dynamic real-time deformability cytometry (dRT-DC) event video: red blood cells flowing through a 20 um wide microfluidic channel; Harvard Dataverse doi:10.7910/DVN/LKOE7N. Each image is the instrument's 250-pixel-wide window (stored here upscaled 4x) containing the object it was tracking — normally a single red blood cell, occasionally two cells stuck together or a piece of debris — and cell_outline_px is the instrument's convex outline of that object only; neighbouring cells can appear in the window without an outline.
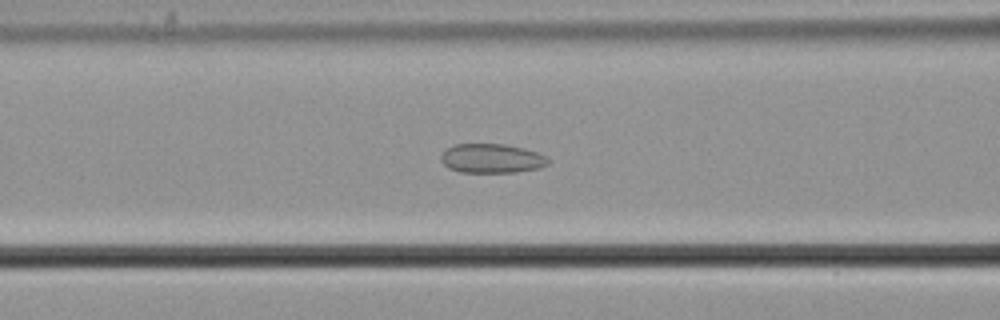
{"species": "common noctule bat (a hibernating species)", "species_latin": "Nyctalus noctula", "temperature_condition": "cold", "stored_images_in_passage": 56, "camera_frame_rate_fps": 3000, "um_per_image_px": 0.085, "animal": {"sex": "male", "body_mass_g": 21.5, "forearm_length_mm": 52.0}, "frame": {"image": 1, "passage_image": 23, "time_ms": 7.333, "image_size_px": [1000, 320], "cell_outline_px": [[548, 164], [540, 168], [516, 172], [460, 172], [448, 168], [440, 160], [440, 156], [448, 148], [456, 144], [504, 144], [524, 148], [536, 152], [544, 156], [548, 160]], "centroid_in_image_um": [41.78, 13.47], "position_along_channel_um": 124.8, "area_um2": 18.15}}
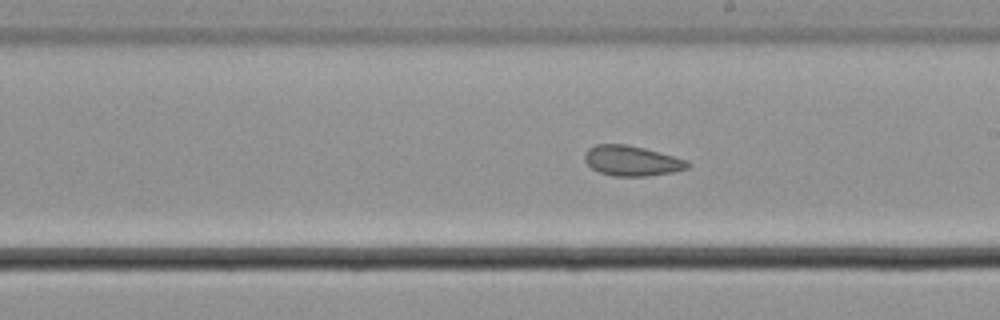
{"frame": {"image": 2, "passage_image": 32, "time_ms": 10.333, "image_size_px": [1000, 320], "cell_outline_px": [[692, 164], [688, 168], [672, 172], [644, 176], [612, 176], [600, 172], [592, 168], [584, 160], [584, 156], [588, 148], [596, 144], [624, 144], [644, 148], [688, 160]], "centroid_in_image_um": [53.7, 13.66], "position_along_channel_um": 235.3, "area_um2": 18.03}}
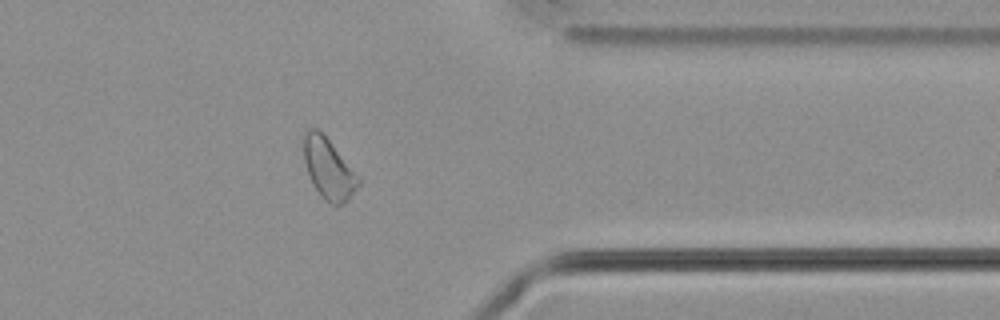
{"frame": {"image": 3, "passage_image": 45, "time_ms": 14.667, "image_size_px": [1000, 320], "cell_outline_px": [[360, 184], [348, 200], [344, 204], [332, 204], [320, 196], [308, 172], [304, 160], [304, 132], [308, 128], [316, 128], [328, 140], [360, 180]], "centroid_in_image_um": [27.91, 14.35], "position_along_channel_um": 383.5, "area_um2": 18.5}, "authors_computed_cell_mechanics": {"area_um2": 20.0855, "velocity_mm_per_s": 3.6832, "shape_relaxation_time_tau1_ms": null, "shape_relaxation_time_tau2_ms": 1.6806, "deformation_change_tau1": null, "deformation_change_tau2": 0.0506}}